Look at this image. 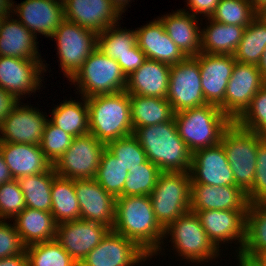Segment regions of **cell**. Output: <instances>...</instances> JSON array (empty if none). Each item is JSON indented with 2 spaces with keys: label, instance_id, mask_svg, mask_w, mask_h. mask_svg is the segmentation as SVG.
Instances as JSON below:
<instances>
[{
  "label": "cell",
  "instance_id": "45",
  "mask_svg": "<svg viewBox=\"0 0 266 266\" xmlns=\"http://www.w3.org/2000/svg\"><path fill=\"white\" fill-rule=\"evenodd\" d=\"M25 208L24 195L17 180L0 185V220L14 219Z\"/></svg>",
  "mask_w": 266,
  "mask_h": 266
},
{
  "label": "cell",
  "instance_id": "19",
  "mask_svg": "<svg viewBox=\"0 0 266 266\" xmlns=\"http://www.w3.org/2000/svg\"><path fill=\"white\" fill-rule=\"evenodd\" d=\"M200 65L203 96L207 104L220 107L236 60L233 55L200 52L195 56Z\"/></svg>",
  "mask_w": 266,
  "mask_h": 266
},
{
  "label": "cell",
  "instance_id": "22",
  "mask_svg": "<svg viewBox=\"0 0 266 266\" xmlns=\"http://www.w3.org/2000/svg\"><path fill=\"white\" fill-rule=\"evenodd\" d=\"M14 6L13 14H17L18 20L36 37L38 33L52 37L65 20L61 0H25Z\"/></svg>",
  "mask_w": 266,
  "mask_h": 266
},
{
  "label": "cell",
  "instance_id": "31",
  "mask_svg": "<svg viewBox=\"0 0 266 266\" xmlns=\"http://www.w3.org/2000/svg\"><path fill=\"white\" fill-rule=\"evenodd\" d=\"M133 131L139 127L171 121L174 111L166 98L129 95Z\"/></svg>",
  "mask_w": 266,
  "mask_h": 266
},
{
  "label": "cell",
  "instance_id": "43",
  "mask_svg": "<svg viewBox=\"0 0 266 266\" xmlns=\"http://www.w3.org/2000/svg\"><path fill=\"white\" fill-rule=\"evenodd\" d=\"M106 148L128 171L147 160L144 149L133 134L108 142Z\"/></svg>",
  "mask_w": 266,
  "mask_h": 266
},
{
  "label": "cell",
  "instance_id": "52",
  "mask_svg": "<svg viewBox=\"0 0 266 266\" xmlns=\"http://www.w3.org/2000/svg\"><path fill=\"white\" fill-rule=\"evenodd\" d=\"M0 266H28L27 253L0 259Z\"/></svg>",
  "mask_w": 266,
  "mask_h": 266
},
{
  "label": "cell",
  "instance_id": "46",
  "mask_svg": "<svg viewBox=\"0 0 266 266\" xmlns=\"http://www.w3.org/2000/svg\"><path fill=\"white\" fill-rule=\"evenodd\" d=\"M256 161L253 186L246 192L249 203L266 202V139L258 143Z\"/></svg>",
  "mask_w": 266,
  "mask_h": 266
},
{
  "label": "cell",
  "instance_id": "10",
  "mask_svg": "<svg viewBox=\"0 0 266 266\" xmlns=\"http://www.w3.org/2000/svg\"><path fill=\"white\" fill-rule=\"evenodd\" d=\"M105 148L106 144L91 133L73 138L71 146L53 164L56 175L72 180L94 178Z\"/></svg>",
  "mask_w": 266,
  "mask_h": 266
},
{
  "label": "cell",
  "instance_id": "11",
  "mask_svg": "<svg viewBox=\"0 0 266 266\" xmlns=\"http://www.w3.org/2000/svg\"><path fill=\"white\" fill-rule=\"evenodd\" d=\"M166 99L174 113L207 104L201 87L200 65L195 57H186L170 66Z\"/></svg>",
  "mask_w": 266,
  "mask_h": 266
},
{
  "label": "cell",
  "instance_id": "53",
  "mask_svg": "<svg viewBox=\"0 0 266 266\" xmlns=\"http://www.w3.org/2000/svg\"><path fill=\"white\" fill-rule=\"evenodd\" d=\"M13 180L8 166L5 163L4 157L0 152V185Z\"/></svg>",
  "mask_w": 266,
  "mask_h": 266
},
{
  "label": "cell",
  "instance_id": "42",
  "mask_svg": "<svg viewBox=\"0 0 266 266\" xmlns=\"http://www.w3.org/2000/svg\"><path fill=\"white\" fill-rule=\"evenodd\" d=\"M235 122L241 128L266 139V84L255 94L250 106Z\"/></svg>",
  "mask_w": 266,
  "mask_h": 266
},
{
  "label": "cell",
  "instance_id": "33",
  "mask_svg": "<svg viewBox=\"0 0 266 266\" xmlns=\"http://www.w3.org/2000/svg\"><path fill=\"white\" fill-rule=\"evenodd\" d=\"M51 213L56 224L80 219L75 180L56 175L51 187Z\"/></svg>",
  "mask_w": 266,
  "mask_h": 266
},
{
  "label": "cell",
  "instance_id": "40",
  "mask_svg": "<svg viewBox=\"0 0 266 266\" xmlns=\"http://www.w3.org/2000/svg\"><path fill=\"white\" fill-rule=\"evenodd\" d=\"M258 14L250 0H220L211 19L221 24L247 27Z\"/></svg>",
  "mask_w": 266,
  "mask_h": 266
},
{
  "label": "cell",
  "instance_id": "36",
  "mask_svg": "<svg viewBox=\"0 0 266 266\" xmlns=\"http://www.w3.org/2000/svg\"><path fill=\"white\" fill-rule=\"evenodd\" d=\"M127 168L105 148L94 179L115 198L123 197V187L128 177Z\"/></svg>",
  "mask_w": 266,
  "mask_h": 266
},
{
  "label": "cell",
  "instance_id": "25",
  "mask_svg": "<svg viewBox=\"0 0 266 266\" xmlns=\"http://www.w3.org/2000/svg\"><path fill=\"white\" fill-rule=\"evenodd\" d=\"M170 80V65L147 59L127 77L125 91L129 95L166 98Z\"/></svg>",
  "mask_w": 266,
  "mask_h": 266
},
{
  "label": "cell",
  "instance_id": "27",
  "mask_svg": "<svg viewBox=\"0 0 266 266\" xmlns=\"http://www.w3.org/2000/svg\"><path fill=\"white\" fill-rule=\"evenodd\" d=\"M158 19L170 39L186 57H195L201 52V29L198 26V17L189 14L186 9H180Z\"/></svg>",
  "mask_w": 266,
  "mask_h": 266
},
{
  "label": "cell",
  "instance_id": "30",
  "mask_svg": "<svg viewBox=\"0 0 266 266\" xmlns=\"http://www.w3.org/2000/svg\"><path fill=\"white\" fill-rule=\"evenodd\" d=\"M207 28L201 29V52L208 54L234 55L242 39L245 27L221 24L207 18Z\"/></svg>",
  "mask_w": 266,
  "mask_h": 266
},
{
  "label": "cell",
  "instance_id": "8",
  "mask_svg": "<svg viewBox=\"0 0 266 266\" xmlns=\"http://www.w3.org/2000/svg\"><path fill=\"white\" fill-rule=\"evenodd\" d=\"M171 236V244L178 256L192 263L212 261L219 256L218 250L209 240L196 213L188 211L164 229L163 239Z\"/></svg>",
  "mask_w": 266,
  "mask_h": 266
},
{
  "label": "cell",
  "instance_id": "23",
  "mask_svg": "<svg viewBox=\"0 0 266 266\" xmlns=\"http://www.w3.org/2000/svg\"><path fill=\"white\" fill-rule=\"evenodd\" d=\"M247 193L238 186H210L191 183L190 211H248Z\"/></svg>",
  "mask_w": 266,
  "mask_h": 266
},
{
  "label": "cell",
  "instance_id": "56",
  "mask_svg": "<svg viewBox=\"0 0 266 266\" xmlns=\"http://www.w3.org/2000/svg\"><path fill=\"white\" fill-rule=\"evenodd\" d=\"M121 13H125L124 11L127 10L125 7L129 5L131 0H110Z\"/></svg>",
  "mask_w": 266,
  "mask_h": 266
},
{
  "label": "cell",
  "instance_id": "5",
  "mask_svg": "<svg viewBox=\"0 0 266 266\" xmlns=\"http://www.w3.org/2000/svg\"><path fill=\"white\" fill-rule=\"evenodd\" d=\"M70 82L87 98L125 91L127 77L116 60L96 48Z\"/></svg>",
  "mask_w": 266,
  "mask_h": 266
},
{
  "label": "cell",
  "instance_id": "50",
  "mask_svg": "<svg viewBox=\"0 0 266 266\" xmlns=\"http://www.w3.org/2000/svg\"><path fill=\"white\" fill-rule=\"evenodd\" d=\"M18 103L14 95L0 87V126Z\"/></svg>",
  "mask_w": 266,
  "mask_h": 266
},
{
  "label": "cell",
  "instance_id": "28",
  "mask_svg": "<svg viewBox=\"0 0 266 266\" xmlns=\"http://www.w3.org/2000/svg\"><path fill=\"white\" fill-rule=\"evenodd\" d=\"M5 17L0 30V56L20 59H42L38 52V39L19 20Z\"/></svg>",
  "mask_w": 266,
  "mask_h": 266
},
{
  "label": "cell",
  "instance_id": "16",
  "mask_svg": "<svg viewBox=\"0 0 266 266\" xmlns=\"http://www.w3.org/2000/svg\"><path fill=\"white\" fill-rule=\"evenodd\" d=\"M109 230L107 226L97 222L72 220L57 224L56 240L79 265Z\"/></svg>",
  "mask_w": 266,
  "mask_h": 266
},
{
  "label": "cell",
  "instance_id": "54",
  "mask_svg": "<svg viewBox=\"0 0 266 266\" xmlns=\"http://www.w3.org/2000/svg\"><path fill=\"white\" fill-rule=\"evenodd\" d=\"M13 0H0V16L10 17L14 12ZM11 13V14H10Z\"/></svg>",
  "mask_w": 266,
  "mask_h": 266
},
{
  "label": "cell",
  "instance_id": "6",
  "mask_svg": "<svg viewBox=\"0 0 266 266\" xmlns=\"http://www.w3.org/2000/svg\"><path fill=\"white\" fill-rule=\"evenodd\" d=\"M149 196L156 219L165 229L179 216L190 211V172H161Z\"/></svg>",
  "mask_w": 266,
  "mask_h": 266
},
{
  "label": "cell",
  "instance_id": "20",
  "mask_svg": "<svg viewBox=\"0 0 266 266\" xmlns=\"http://www.w3.org/2000/svg\"><path fill=\"white\" fill-rule=\"evenodd\" d=\"M75 192L80 206V219L103 224L112 230L116 198L107 193L94 178L75 180Z\"/></svg>",
  "mask_w": 266,
  "mask_h": 266
},
{
  "label": "cell",
  "instance_id": "12",
  "mask_svg": "<svg viewBox=\"0 0 266 266\" xmlns=\"http://www.w3.org/2000/svg\"><path fill=\"white\" fill-rule=\"evenodd\" d=\"M266 84L257 65L235 62L221 111L235 122L250 106L252 98Z\"/></svg>",
  "mask_w": 266,
  "mask_h": 266
},
{
  "label": "cell",
  "instance_id": "3",
  "mask_svg": "<svg viewBox=\"0 0 266 266\" xmlns=\"http://www.w3.org/2000/svg\"><path fill=\"white\" fill-rule=\"evenodd\" d=\"M86 101L89 133L99 141L107 144L133 134L131 105L126 91L87 97Z\"/></svg>",
  "mask_w": 266,
  "mask_h": 266
},
{
  "label": "cell",
  "instance_id": "21",
  "mask_svg": "<svg viewBox=\"0 0 266 266\" xmlns=\"http://www.w3.org/2000/svg\"><path fill=\"white\" fill-rule=\"evenodd\" d=\"M63 10L66 20L96 33L120 23L122 18L110 0H63Z\"/></svg>",
  "mask_w": 266,
  "mask_h": 266
},
{
  "label": "cell",
  "instance_id": "1",
  "mask_svg": "<svg viewBox=\"0 0 266 266\" xmlns=\"http://www.w3.org/2000/svg\"><path fill=\"white\" fill-rule=\"evenodd\" d=\"M112 230L135 241L152 257L162 251L164 228L156 219L149 195L117 197Z\"/></svg>",
  "mask_w": 266,
  "mask_h": 266
},
{
  "label": "cell",
  "instance_id": "49",
  "mask_svg": "<svg viewBox=\"0 0 266 266\" xmlns=\"http://www.w3.org/2000/svg\"><path fill=\"white\" fill-rule=\"evenodd\" d=\"M220 0H187L189 14L197 17L198 14H204L203 17L211 18L215 13ZM192 12V13H191Z\"/></svg>",
  "mask_w": 266,
  "mask_h": 266
},
{
  "label": "cell",
  "instance_id": "26",
  "mask_svg": "<svg viewBox=\"0 0 266 266\" xmlns=\"http://www.w3.org/2000/svg\"><path fill=\"white\" fill-rule=\"evenodd\" d=\"M0 152L15 180L46 172L52 166L40 145L0 142Z\"/></svg>",
  "mask_w": 266,
  "mask_h": 266
},
{
  "label": "cell",
  "instance_id": "18",
  "mask_svg": "<svg viewBox=\"0 0 266 266\" xmlns=\"http://www.w3.org/2000/svg\"><path fill=\"white\" fill-rule=\"evenodd\" d=\"M246 212L214 209L195 213L209 240L221 250L220 245L224 242L232 243L233 240L235 242L238 240L237 243L240 245L238 249L243 248L246 239Z\"/></svg>",
  "mask_w": 266,
  "mask_h": 266
},
{
  "label": "cell",
  "instance_id": "38",
  "mask_svg": "<svg viewBox=\"0 0 266 266\" xmlns=\"http://www.w3.org/2000/svg\"><path fill=\"white\" fill-rule=\"evenodd\" d=\"M243 249L254 255L266 251V202L250 203L248 206Z\"/></svg>",
  "mask_w": 266,
  "mask_h": 266
},
{
  "label": "cell",
  "instance_id": "39",
  "mask_svg": "<svg viewBox=\"0 0 266 266\" xmlns=\"http://www.w3.org/2000/svg\"><path fill=\"white\" fill-rule=\"evenodd\" d=\"M26 253L28 266H78L56 239L32 244Z\"/></svg>",
  "mask_w": 266,
  "mask_h": 266
},
{
  "label": "cell",
  "instance_id": "14",
  "mask_svg": "<svg viewBox=\"0 0 266 266\" xmlns=\"http://www.w3.org/2000/svg\"><path fill=\"white\" fill-rule=\"evenodd\" d=\"M42 60L0 56V87L19 101L25 94H34L41 88L42 74L48 67Z\"/></svg>",
  "mask_w": 266,
  "mask_h": 266
},
{
  "label": "cell",
  "instance_id": "57",
  "mask_svg": "<svg viewBox=\"0 0 266 266\" xmlns=\"http://www.w3.org/2000/svg\"><path fill=\"white\" fill-rule=\"evenodd\" d=\"M260 72L262 73L263 78L266 80V49L261 58V62L258 65Z\"/></svg>",
  "mask_w": 266,
  "mask_h": 266
},
{
  "label": "cell",
  "instance_id": "41",
  "mask_svg": "<svg viewBox=\"0 0 266 266\" xmlns=\"http://www.w3.org/2000/svg\"><path fill=\"white\" fill-rule=\"evenodd\" d=\"M128 173L123 187V197L150 195L161 171L147 159L143 164L130 168Z\"/></svg>",
  "mask_w": 266,
  "mask_h": 266
},
{
  "label": "cell",
  "instance_id": "15",
  "mask_svg": "<svg viewBox=\"0 0 266 266\" xmlns=\"http://www.w3.org/2000/svg\"><path fill=\"white\" fill-rule=\"evenodd\" d=\"M20 103L21 101L1 124L0 142L40 145L47 116L31 105L23 106Z\"/></svg>",
  "mask_w": 266,
  "mask_h": 266
},
{
  "label": "cell",
  "instance_id": "32",
  "mask_svg": "<svg viewBox=\"0 0 266 266\" xmlns=\"http://www.w3.org/2000/svg\"><path fill=\"white\" fill-rule=\"evenodd\" d=\"M83 102L75 100H63L52 109V117L48 120L61 128L71 136L78 137L89 133L88 106L85 97L80 98Z\"/></svg>",
  "mask_w": 266,
  "mask_h": 266
},
{
  "label": "cell",
  "instance_id": "59",
  "mask_svg": "<svg viewBox=\"0 0 266 266\" xmlns=\"http://www.w3.org/2000/svg\"><path fill=\"white\" fill-rule=\"evenodd\" d=\"M4 19H5L4 16H0V30H1V28H2V24H3V22H4Z\"/></svg>",
  "mask_w": 266,
  "mask_h": 266
},
{
  "label": "cell",
  "instance_id": "7",
  "mask_svg": "<svg viewBox=\"0 0 266 266\" xmlns=\"http://www.w3.org/2000/svg\"><path fill=\"white\" fill-rule=\"evenodd\" d=\"M262 139L257 133L241 128L236 122L224 131L221 144L225 149L235 186L247 192L256 173L258 143Z\"/></svg>",
  "mask_w": 266,
  "mask_h": 266
},
{
  "label": "cell",
  "instance_id": "13",
  "mask_svg": "<svg viewBox=\"0 0 266 266\" xmlns=\"http://www.w3.org/2000/svg\"><path fill=\"white\" fill-rule=\"evenodd\" d=\"M152 257L135 241L109 230L78 266H135Z\"/></svg>",
  "mask_w": 266,
  "mask_h": 266
},
{
  "label": "cell",
  "instance_id": "34",
  "mask_svg": "<svg viewBox=\"0 0 266 266\" xmlns=\"http://www.w3.org/2000/svg\"><path fill=\"white\" fill-rule=\"evenodd\" d=\"M266 49V13L258 16L247 26L234 53L237 62L259 65Z\"/></svg>",
  "mask_w": 266,
  "mask_h": 266
},
{
  "label": "cell",
  "instance_id": "2",
  "mask_svg": "<svg viewBox=\"0 0 266 266\" xmlns=\"http://www.w3.org/2000/svg\"><path fill=\"white\" fill-rule=\"evenodd\" d=\"M133 135L140 142L147 159L161 172H190L192 153L179 136L174 118L136 128Z\"/></svg>",
  "mask_w": 266,
  "mask_h": 266
},
{
  "label": "cell",
  "instance_id": "37",
  "mask_svg": "<svg viewBox=\"0 0 266 266\" xmlns=\"http://www.w3.org/2000/svg\"><path fill=\"white\" fill-rule=\"evenodd\" d=\"M136 44V30L119 28L118 23L97 33V48L114 60H122Z\"/></svg>",
  "mask_w": 266,
  "mask_h": 266
},
{
  "label": "cell",
  "instance_id": "24",
  "mask_svg": "<svg viewBox=\"0 0 266 266\" xmlns=\"http://www.w3.org/2000/svg\"><path fill=\"white\" fill-rule=\"evenodd\" d=\"M137 44L147 59L175 65L186 56L165 32L162 22L157 18L136 29Z\"/></svg>",
  "mask_w": 266,
  "mask_h": 266
},
{
  "label": "cell",
  "instance_id": "44",
  "mask_svg": "<svg viewBox=\"0 0 266 266\" xmlns=\"http://www.w3.org/2000/svg\"><path fill=\"white\" fill-rule=\"evenodd\" d=\"M73 136L47 121L40 147L46 159L53 165L71 146Z\"/></svg>",
  "mask_w": 266,
  "mask_h": 266
},
{
  "label": "cell",
  "instance_id": "55",
  "mask_svg": "<svg viewBox=\"0 0 266 266\" xmlns=\"http://www.w3.org/2000/svg\"><path fill=\"white\" fill-rule=\"evenodd\" d=\"M250 2L259 13H266V0H250Z\"/></svg>",
  "mask_w": 266,
  "mask_h": 266
},
{
  "label": "cell",
  "instance_id": "29",
  "mask_svg": "<svg viewBox=\"0 0 266 266\" xmlns=\"http://www.w3.org/2000/svg\"><path fill=\"white\" fill-rule=\"evenodd\" d=\"M13 220L26 247L56 239L57 224L51 212L26 207Z\"/></svg>",
  "mask_w": 266,
  "mask_h": 266
},
{
  "label": "cell",
  "instance_id": "35",
  "mask_svg": "<svg viewBox=\"0 0 266 266\" xmlns=\"http://www.w3.org/2000/svg\"><path fill=\"white\" fill-rule=\"evenodd\" d=\"M55 176L56 172L52 165L46 172L17 179L26 207L51 212V187Z\"/></svg>",
  "mask_w": 266,
  "mask_h": 266
},
{
  "label": "cell",
  "instance_id": "48",
  "mask_svg": "<svg viewBox=\"0 0 266 266\" xmlns=\"http://www.w3.org/2000/svg\"><path fill=\"white\" fill-rule=\"evenodd\" d=\"M147 60L144 52L136 44L131 48L130 52L122 58V60H116L121 67L123 73L128 77L131 73L136 71Z\"/></svg>",
  "mask_w": 266,
  "mask_h": 266
},
{
  "label": "cell",
  "instance_id": "4",
  "mask_svg": "<svg viewBox=\"0 0 266 266\" xmlns=\"http://www.w3.org/2000/svg\"><path fill=\"white\" fill-rule=\"evenodd\" d=\"M179 136L193 154L221 142L224 131L233 122L217 106L206 104L174 113Z\"/></svg>",
  "mask_w": 266,
  "mask_h": 266
},
{
  "label": "cell",
  "instance_id": "47",
  "mask_svg": "<svg viewBox=\"0 0 266 266\" xmlns=\"http://www.w3.org/2000/svg\"><path fill=\"white\" fill-rule=\"evenodd\" d=\"M26 252L21 237L13 224L0 220V259L23 254Z\"/></svg>",
  "mask_w": 266,
  "mask_h": 266
},
{
  "label": "cell",
  "instance_id": "51",
  "mask_svg": "<svg viewBox=\"0 0 266 266\" xmlns=\"http://www.w3.org/2000/svg\"><path fill=\"white\" fill-rule=\"evenodd\" d=\"M237 251L238 266H265L259 255L248 253L243 248Z\"/></svg>",
  "mask_w": 266,
  "mask_h": 266
},
{
  "label": "cell",
  "instance_id": "58",
  "mask_svg": "<svg viewBox=\"0 0 266 266\" xmlns=\"http://www.w3.org/2000/svg\"><path fill=\"white\" fill-rule=\"evenodd\" d=\"M260 258L264 262V265L266 266V251L259 254Z\"/></svg>",
  "mask_w": 266,
  "mask_h": 266
},
{
  "label": "cell",
  "instance_id": "9",
  "mask_svg": "<svg viewBox=\"0 0 266 266\" xmlns=\"http://www.w3.org/2000/svg\"><path fill=\"white\" fill-rule=\"evenodd\" d=\"M51 38L57 43L56 54L59 56L61 71L69 81L97 48V33L95 31L66 19Z\"/></svg>",
  "mask_w": 266,
  "mask_h": 266
},
{
  "label": "cell",
  "instance_id": "17",
  "mask_svg": "<svg viewBox=\"0 0 266 266\" xmlns=\"http://www.w3.org/2000/svg\"><path fill=\"white\" fill-rule=\"evenodd\" d=\"M191 183L210 186H235L232 169L221 143L192 154Z\"/></svg>",
  "mask_w": 266,
  "mask_h": 266
}]
</instances>
